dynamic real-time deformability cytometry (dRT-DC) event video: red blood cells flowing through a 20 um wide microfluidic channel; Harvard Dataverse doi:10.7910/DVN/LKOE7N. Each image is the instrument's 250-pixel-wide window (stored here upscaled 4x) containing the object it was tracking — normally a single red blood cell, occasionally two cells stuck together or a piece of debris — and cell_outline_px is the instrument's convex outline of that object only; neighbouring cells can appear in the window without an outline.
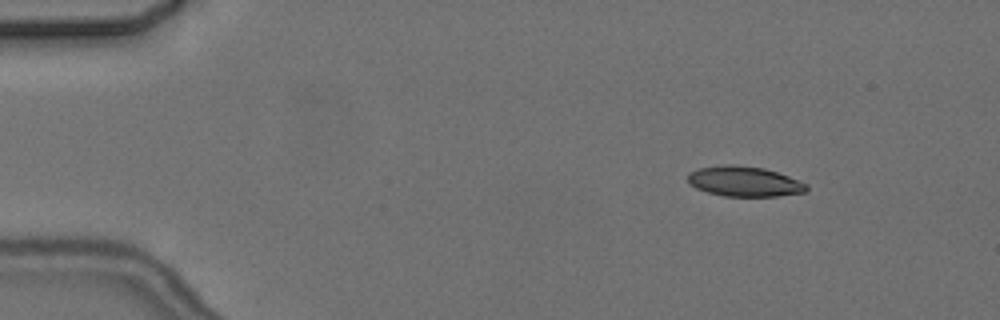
{"species": "common noctule bat (a hibernating species)", "species_latin": "Nyctalus noctula", "temperature_condition": "cold", "stored_images_in_passage": 10, "camera_frame_rate_fps": 3000, "um_per_image_px": 0.085, "animal": {"sex": "female", "body_mass_g": 24.6, "forearm_length_mm": 56.2}, "frame": {"image": 1, "passage_image": 1, "time_ms": 0.0, "image_size_px": [1000, 320], "cell_outline_px": [[808, 188], [804, 192], [780, 196], [724, 196], [708, 192], [696, 188], [688, 184], [688, 172], [700, 168], [728, 164], [732, 164], [764, 168], [788, 176], [808, 184]], "centroid_in_image_um": [63.26, 15.42], "position_along_channel_um": 21.7, "area_um2": 20.81}}
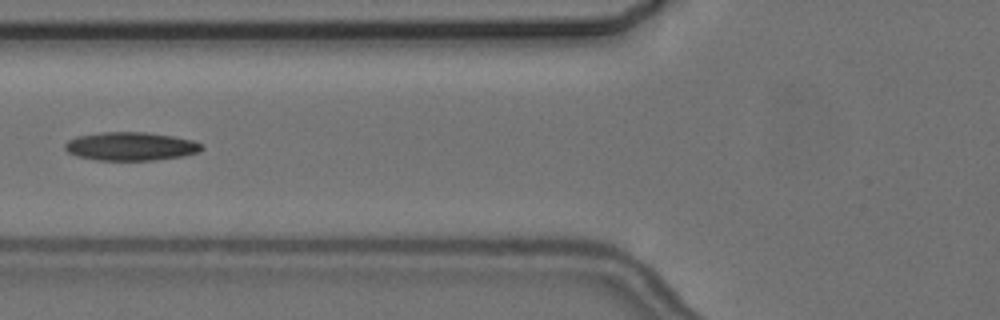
{"frame": {"image": 2, "passage_image": 5, "time_ms": 5.0, "image_size_px": [1000, 320], "cell_outline_px": [[204, 148], [200, 152], [184, 156], [152, 160], [96, 160], [76, 156], [68, 152], [64, 148], [64, 144], [68, 140], [76, 136], [100, 132], [148, 132], [172, 136], [192, 140], [204, 144]], "centroid_in_image_um": [11.12, 12.43], "position_along_channel_um": 114.7, "area_um2": 22.89}}
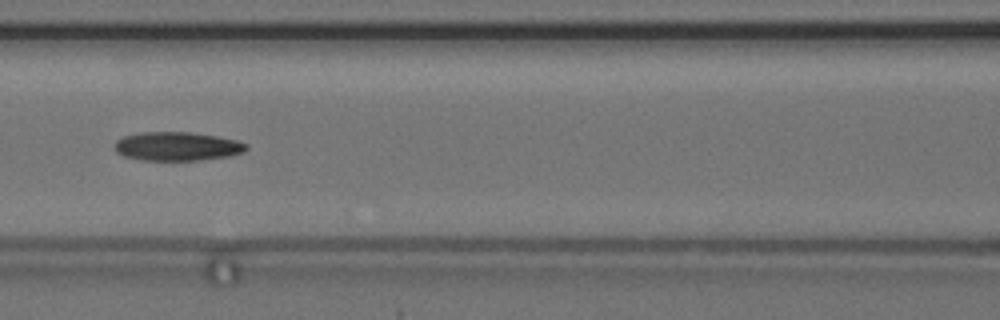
{"frame": {"image": 3, "passage_image": 6, "time_ms": 6.0, "image_size_px": [1000, 320], "cell_outline_px": [[248, 148], [244, 152], [228, 156], [200, 160], [144, 160], [124, 156], [116, 152], [116, 140], [124, 136], [144, 132], [188, 132], [216, 136], [236, 140], [248, 144]], "centroid_in_image_um": [15.08, 12.44], "position_along_channel_um": 151.5, "area_um2": 21.91}}